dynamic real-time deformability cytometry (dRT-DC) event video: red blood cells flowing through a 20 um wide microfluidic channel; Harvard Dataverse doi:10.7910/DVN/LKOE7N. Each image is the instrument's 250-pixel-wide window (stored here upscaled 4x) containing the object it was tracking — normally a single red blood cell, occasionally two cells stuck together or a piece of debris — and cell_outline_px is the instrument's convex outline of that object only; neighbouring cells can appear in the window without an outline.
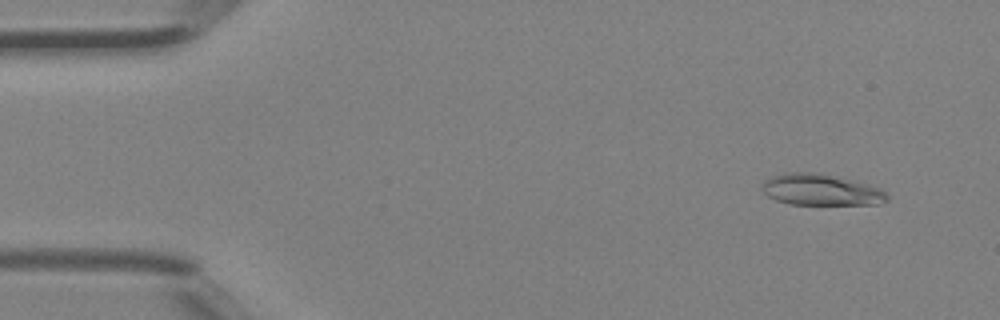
{"species": "Egyptian fruit bat (a non-hibernating species)", "species_latin": "Rousettus aegyptiacus", "temperature_condition": "room temperature", "stored_images_in_passage": 28, "camera_frame_rate_fps": 3000, "um_per_image_px": 0.085, "animal": {"sex": "female"}, "frame": {"image": 1, "passage_image": 4, "time_ms": 1.0, "image_size_px": [1000, 320], "cell_outline_px": [[888, 200], [880, 204], [788, 204], [776, 200], [768, 196], [764, 192], [760, 184], [768, 176], [784, 172], [820, 172], [868, 184], [880, 188], [888, 196]], "centroid_in_image_um": [69.73, 16.11], "position_along_channel_um": 15.3, "area_um2": 23.06}}
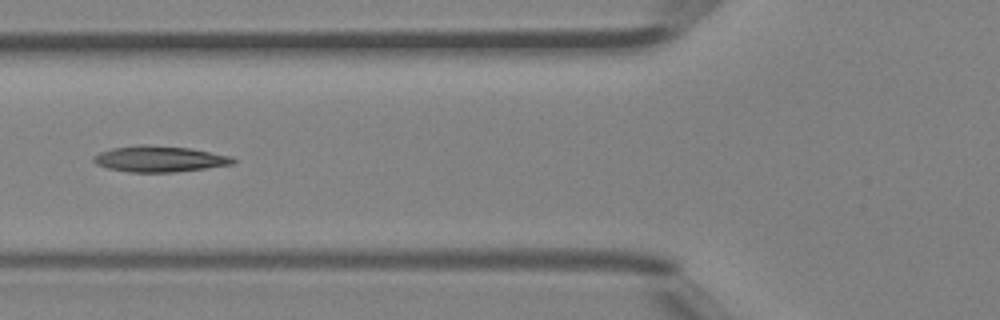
{"frame": {"image": 2, "passage_image": 18, "time_ms": 5.667, "image_size_px": [1000, 320], "cell_outline_px": [[236, 160], [232, 164], [176, 172], [128, 172], [108, 168], [96, 164], [92, 160], [92, 156], [100, 152], [112, 148], [140, 144], [148, 144], [192, 148], [232, 156]], "centroid_in_image_um": [13.54, 13.5], "position_along_channel_um": 112.3, "area_um2": 21.27}}
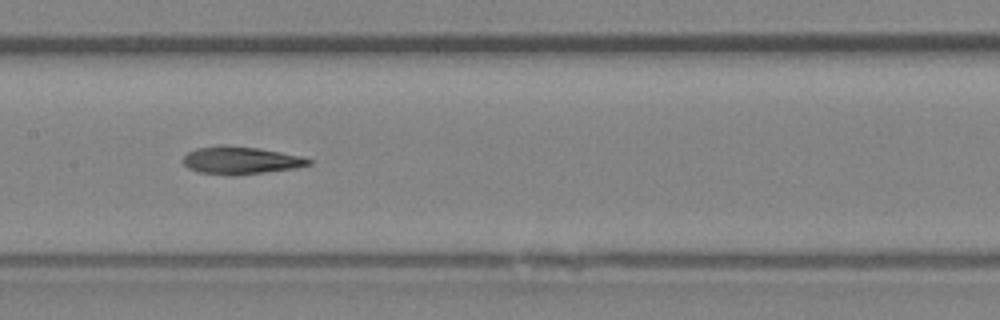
{"frame": {"image": 3, "passage_image": 23, "time_ms": 7.333, "image_size_px": [1000, 320], "cell_outline_px": [[312, 164], [296, 168], [236, 176], [232, 176], [196, 172], [188, 168], [180, 160], [188, 152], [196, 148], [220, 144], [228, 144], [260, 148], [300, 156], [312, 160]], "centroid_in_image_um": [20.41, 13.63], "position_along_channel_um": 187.0, "area_um2": 20.69}}